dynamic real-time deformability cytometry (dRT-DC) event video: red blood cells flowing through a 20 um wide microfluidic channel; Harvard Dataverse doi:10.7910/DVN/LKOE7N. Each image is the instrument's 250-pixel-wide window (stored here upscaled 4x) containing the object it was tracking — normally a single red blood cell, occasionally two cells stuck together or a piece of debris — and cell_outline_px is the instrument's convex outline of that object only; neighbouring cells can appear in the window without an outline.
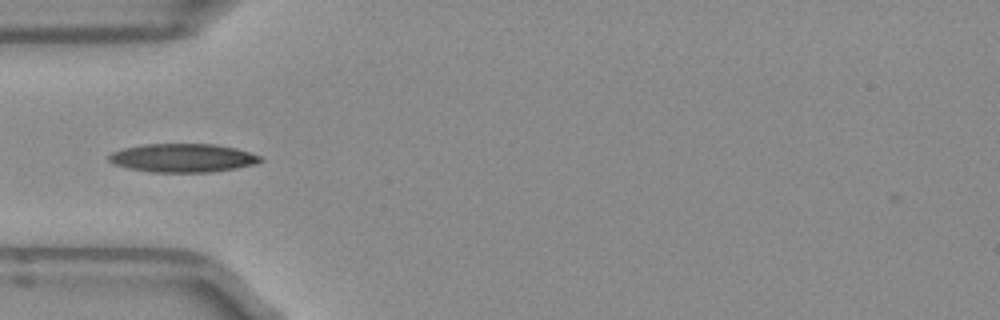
{"species": "Egyptian fruit bat (a non-hibernating species)", "species_latin": "Rousettus aegyptiacus", "temperature_condition": "room temperature", "stored_images_in_passage": 36, "camera_frame_rate_fps": 3000, "um_per_image_px": 0.085, "frame": {"image": 1, "passage_image": 1, "time_ms": 0.0, "image_size_px": [1000, 320], "cell_outline_px": [[264, 160], [252, 164], [236, 168], [208, 172], [152, 172], [128, 168], [112, 164], [108, 160], [108, 156], [112, 152], [124, 148], [144, 144], [216, 144], [236, 148], [264, 156]], "centroid_in_image_um": [15.54, 13.42], "position_along_channel_um": 69.5, "area_um2": 25.26}}
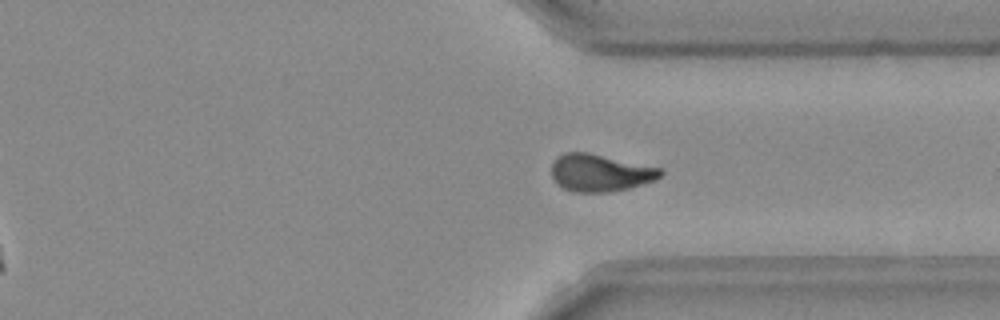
{"frame": {"image": 2, "passage_image": 23, "time_ms": 7.333, "image_size_px": [1000, 320], "cell_outline_px": [[664, 172], [656, 180], [628, 188], [608, 192], [572, 192], [556, 184], [552, 176], [552, 164], [556, 156], [564, 152], [588, 152], [664, 168]], "centroid_in_image_um": [51.02, 14.68], "position_along_channel_um": 360.4, "area_um2": 23.99}}
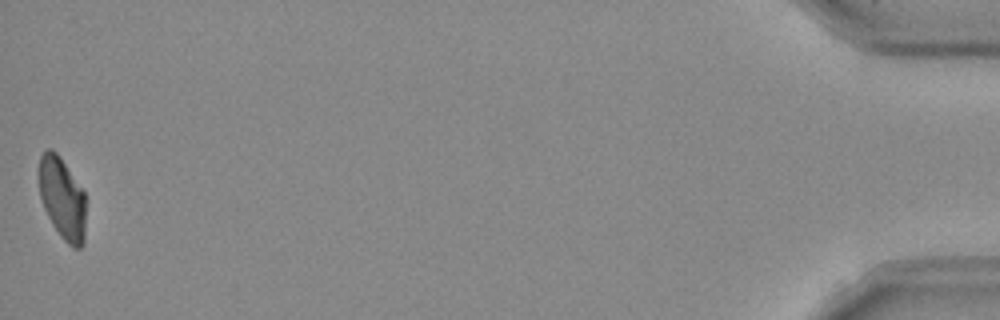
{"frame": {"image": 3, "passage_image": 36, "time_ms": 11.667, "image_size_px": [1000, 320], "cell_outline_px": [[84, 244], [80, 248], [72, 248], [60, 236], [48, 216], [44, 208], [40, 196], [40, 156], [48, 148], [52, 148], [56, 152], [84, 192]], "centroid_in_image_um": [5.29, 16.89], "position_along_channel_um": 429.9, "area_um2": 21.79}, "authors_computed_cell_mechanics": {"area_um2": 23.2934, "velocity_mm_per_s": 3.9541, "shape_relaxation_time_tau1_ms": null, "shape_relaxation_time_tau2_ms": 3.0849, "deformation_change_tau1": null, "deformation_change_tau2": 0.0904}}